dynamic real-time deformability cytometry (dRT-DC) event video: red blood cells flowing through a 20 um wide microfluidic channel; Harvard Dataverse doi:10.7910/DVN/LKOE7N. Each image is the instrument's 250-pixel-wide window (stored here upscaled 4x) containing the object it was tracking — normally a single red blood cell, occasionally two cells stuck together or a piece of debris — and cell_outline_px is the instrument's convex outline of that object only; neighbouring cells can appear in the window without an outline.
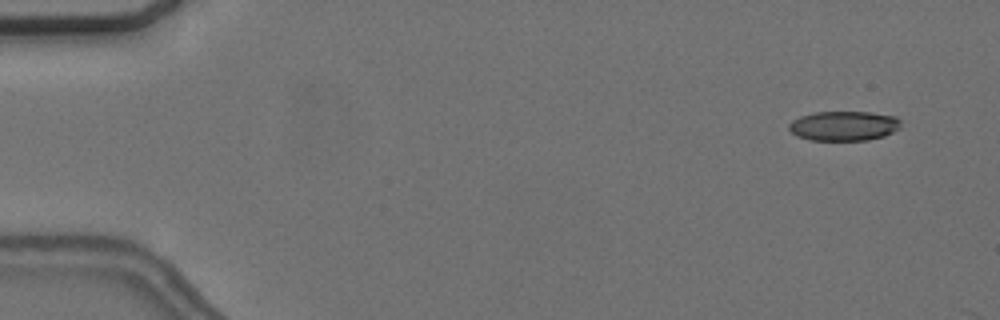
{"species": "common noctule bat (a hibernating species)", "species_latin": "Nyctalus noctula", "temperature_condition": "cold", "stored_images_in_passage": 10, "camera_frame_rate_fps": 3000, "um_per_image_px": 0.085, "animal": {"sex": "female", "body_mass_g": 24.6, "forearm_length_mm": 56.2}, "frame": {"image": 1, "passage_image": 3, "time_ms": 0.667, "image_size_px": [1000, 320], "cell_outline_px": [[900, 128], [884, 136], [868, 140], [812, 140], [796, 136], [788, 128], [788, 124], [792, 120], [800, 116], [812, 112], [868, 112], [896, 116], [900, 120]], "centroid_in_image_um": [71.71, 10.69], "position_along_channel_um": 13.3, "area_um2": 19.42}}